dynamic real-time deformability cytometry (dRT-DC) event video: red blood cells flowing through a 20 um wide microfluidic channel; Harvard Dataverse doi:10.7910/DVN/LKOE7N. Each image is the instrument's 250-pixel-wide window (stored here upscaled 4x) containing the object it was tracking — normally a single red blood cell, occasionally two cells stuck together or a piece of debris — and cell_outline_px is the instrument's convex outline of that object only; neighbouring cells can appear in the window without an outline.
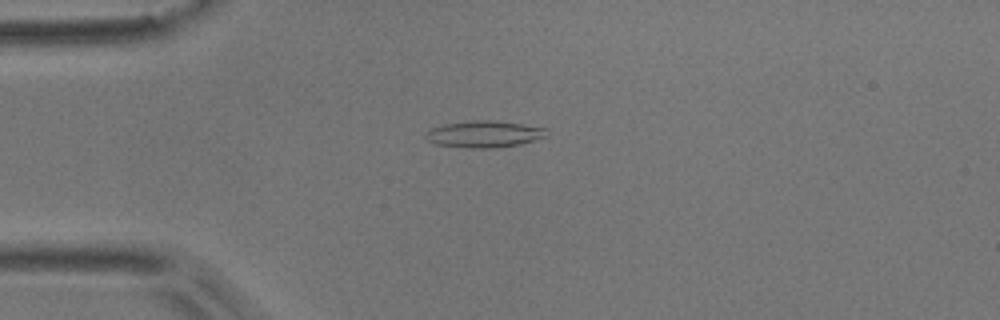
{"species": "common noctule bat (a hibernating species)", "species_latin": "Nyctalus noctula", "temperature_condition": "room temperature", "stored_images_in_passage": 4, "camera_frame_rate_fps": 3000, "um_per_image_px": 0.085, "animal": {"sex": "male", "body_mass_g": 17.9}, "frame": {"image": 1, "passage_image": 2, "time_ms": 0.333, "image_size_px": [1000, 320], "cell_outline_px": [[548, 136], [520, 144], [496, 148], [472, 148], [436, 144], [428, 140], [424, 136], [432, 128], [444, 124], [472, 120], [492, 120], [548, 128]], "centroid_in_image_um": [41.19, 11.4], "position_along_channel_um": 43.8, "area_um2": 18.73}}
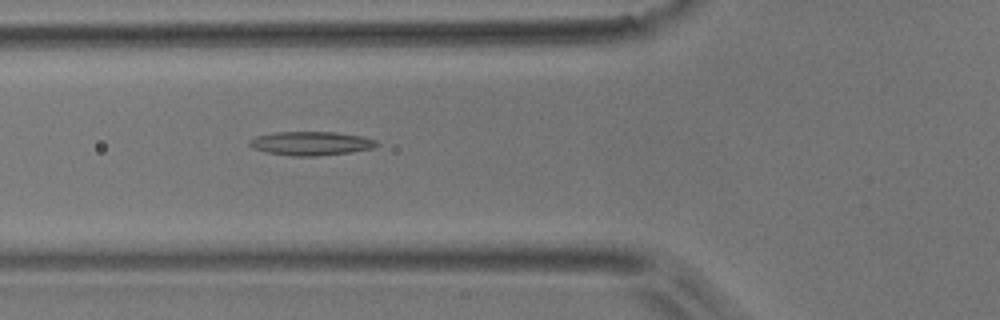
{"frame": {"image": 2, "passage_image": 4, "time_ms": 1.0, "image_size_px": [1000, 320], "cell_outline_px": [[380, 144], [372, 148], [348, 152], [316, 156], [292, 156], [268, 152], [252, 148], [248, 144], [248, 140], [256, 136], [276, 132], [336, 132], [364, 136], [376, 140]], "centroid_in_image_um": [26.43, 12.18], "position_along_channel_um": 99.4, "area_um2": 17.63}}